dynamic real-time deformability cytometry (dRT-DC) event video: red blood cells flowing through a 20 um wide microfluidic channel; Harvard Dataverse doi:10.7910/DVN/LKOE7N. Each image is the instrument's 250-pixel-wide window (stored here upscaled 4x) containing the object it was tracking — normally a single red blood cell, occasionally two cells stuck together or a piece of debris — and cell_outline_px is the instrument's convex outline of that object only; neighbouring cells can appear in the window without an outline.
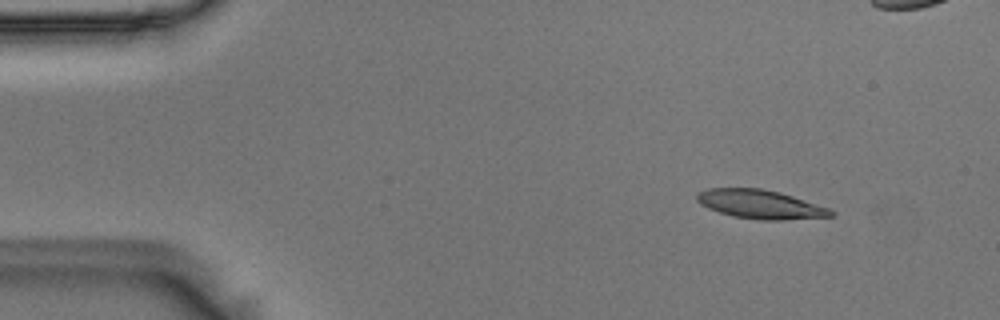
{"species": "Egyptian fruit bat (a non-hibernating species)", "species_latin": "Rousettus aegyptiacus", "temperature_condition": "room temperature", "stored_images_in_passage": 50, "camera_frame_rate_fps": 3000, "um_per_image_px": 0.085, "animal": {"sex": "male"}, "frame": {"image": 1, "passage_image": 1, "time_ms": 0.0, "image_size_px": [1000, 320], "cell_outline_px": [[836, 216], [784, 220], [760, 220], [732, 216], [708, 208], [700, 204], [696, 200], [696, 192], [708, 188], [760, 188], [780, 192], [828, 208], [836, 212]], "centroid_in_image_um": [64.61, 17.37], "position_along_channel_um": 20.4, "area_um2": 22.6}}
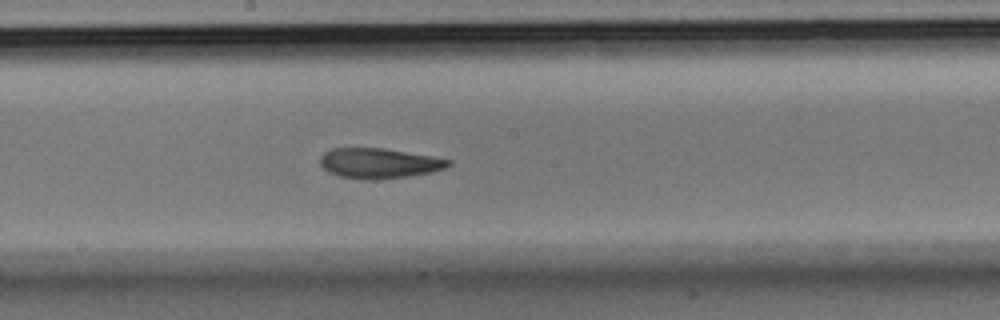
{"frame": {"image": 2, "passage_image": 24, "time_ms": 7.667, "image_size_px": [1000, 320], "cell_outline_px": [[452, 164], [444, 168], [432, 172], [408, 176], [376, 180], [360, 180], [340, 176], [328, 172], [320, 164], [320, 156], [324, 152], [332, 148], [384, 148], [432, 156], [452, 160]], "centroid_in_image_um": [32.21, 13.88], "position_along_channel_um": 216.0, "area_um2": 22.72}}
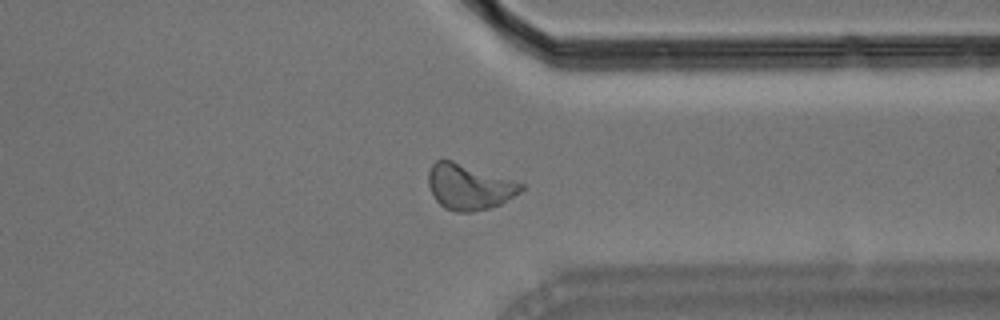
{"frame": {"image": 3, "passage_image": 37, "time_ms": 12.0, "image_size_px": [1000, 320], "cell_outline_px": [[524, 188], [520, 192], [500, 204], [488, 208], [472, 212], [456, 212], [444, 208], [432, 196], [428, 184], [428, 172], [432, 164], [436, 160], [452, 160], [524, 184]], "centroid_in_image_um": [39.83, 15.89], "position_along_channel_um": 371.6, "area_um2": 24.45}, "authors_computed_cell_mechanics": {"area_um2": 23.0622, "velocity_mm_per_s": 3.6383, "shape_relaxation_time_tau1_ms": 6.967, "shape_relaxation_time_tau2_ms": 3.2987, "deformation_change_tau1": 0.2106, "deformation_change_tau2": 0.1191}}